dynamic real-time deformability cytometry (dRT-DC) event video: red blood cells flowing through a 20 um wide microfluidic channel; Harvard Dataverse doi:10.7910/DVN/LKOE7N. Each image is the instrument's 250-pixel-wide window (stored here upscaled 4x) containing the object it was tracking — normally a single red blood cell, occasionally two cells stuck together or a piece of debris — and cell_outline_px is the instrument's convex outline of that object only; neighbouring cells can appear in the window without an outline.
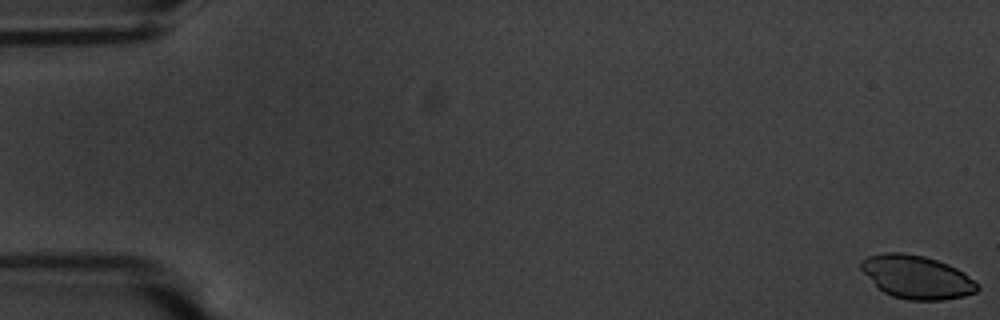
{"species": "common noctule bat (a hibernating species)", "species_latin": "Nyctalus noctula", "temperature_condition": "warm", "stored_images_in_passage": 57, "camera_frame_rate_fps": 3000, "um_per_image_px": 0.085, "animal": {"sex": "male", "body_mass_g": 20.1, "forearm_length_mm": 53.5}, "frame": {"image": 1, "passage_image": 1, "time_ms": 0.0, "image_size_px": [1000, 320], "cell_outline_px": [[980, 288], [976, 292], [964, 296], [944, 300], [908, 300], [892, 296], [884, 292], [860, 268], [860, 260], [868, 256], [884, 252], [904, 252], [924, 256], [948, 264], [964, 272], [980, 284]], "centroid_in_image_um": [77.96, 23.54], "position_along_channel_um": 7.0, "area_um2": 29.36}}